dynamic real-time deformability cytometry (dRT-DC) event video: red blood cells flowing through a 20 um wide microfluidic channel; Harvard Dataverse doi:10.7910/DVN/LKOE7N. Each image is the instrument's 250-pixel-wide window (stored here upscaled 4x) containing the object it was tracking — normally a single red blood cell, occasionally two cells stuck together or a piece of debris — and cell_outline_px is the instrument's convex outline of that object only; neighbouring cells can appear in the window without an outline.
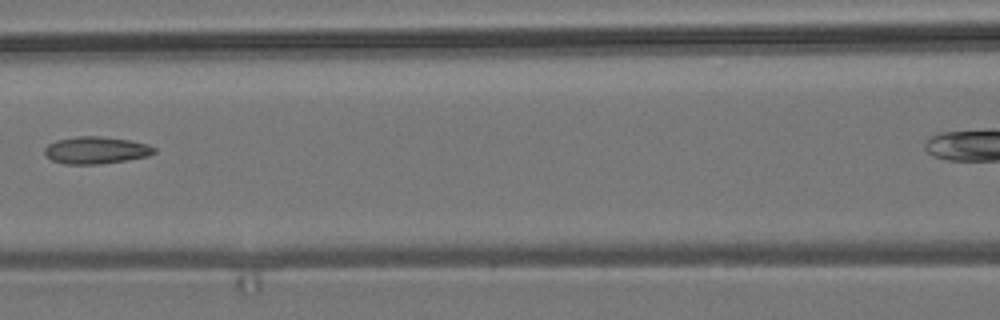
{"species": "common noctule bat (a hibernating species)", "species_latin": "Nyctalus noctula", "temperature_condition": "room temperature", "stored_images_in_passage": 4, "camera_frame_rate_fps": 3000, "um_per_image_px": 0.085, "animal": {"sex": "male", "body_mass_g": 19.2, "forearm_length_mm": 51.8}, "frame": {"image": 1, "passage_image": 3, "time_ms": 2.667, "image_size_px": [1000, 320], "cell_outline_px": [[156, 152], [148, 156], [100, 164], [64, 164], [52, 160], [44, 152], [44, 148], [48, 144], [56, 140], [80, 136], [100, 136], [128, 140], [148, 144], [156, 148]], "centroid_in_image_um": [8.16, 12.76], "position_along_channel_um": 158.4, "area_um2": 17.22}}